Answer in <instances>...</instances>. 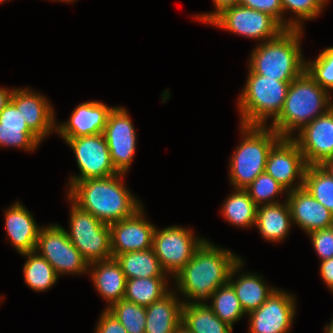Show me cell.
I'll return each mask as SVG.
<instances>
[{"instance_id": "8d00e7d4", "label": "cell", "mask_w": 333, "mask_h": 333, "mask_svg": "<svg viewBox=\"0 0 333 333\" xmlns=\"http://www.w3.org/2000/svg\"><path fill=\"white\" fill-rule=\"evenodd\" d=\"M313 244L319 260L333 258V226L315 230L307 234Z\"/></svg>"}, {"instance_id": "4316f807", "label": "cell", "mask_w": 333, "mask_h": 333, "mask_svg": "<svg viewBox=\"0 0 333 333\" xmlns=\"http://www.w3.org/2000/svg\"><path fill=\"white\" fill-rule=\"evenodd\" d=\"M182 323L191 333H232L233 328L222 322L208 304H184Z\"/></svg>"}, {"instance_id": "e575fe53", "label": "cell", "mask_w": 333, "mask_h": 333, "mask_svg": "<svg viewBox=\"0 0 333 333\" xmlns=\"http://www.w3.org/2000/svg\"><path fill=\"white\" fill-rule=\"evenodd\" d=\"M249 197L257 206L279 203L276 200L279 194L288 191L265 171L259 174L255 180L245 188Z\"/></svg>"}, {"instance_id": "9c48e42d", "label": "cell", "mask_w": 333, "mask_h": 333, "mask_svg": "<svg viewBox=\"0 0 333 333\" xmlns=\"http://www.w3.org/2000/svg\"><path fill=\"white\" fill-rule=\"evenodd\" d=\"M35 251L51 264L58 277L66 273V275L88 273V262L71 243L66 230L59 224L41 226Z\"/></svg>"}, {"instance_id": "cb8c5ba5", "label": "cell", "mask_w": 333, "mask_h": 333, "mask_svg": "<svg viewBox=\"0 0 333 333\" xmlns=\"http://www.w3.org/2000/svg\"><path fill=\"white\" fill-rule=\"evenodd\" d=\"M174 292L171 289L163 298L145 307V333H174L182 323L184 302L179 300Z\"/></svg>"}, {"instance_id": "ba28073f", "label": "cell", "mask_w": 333, "mask_h": 333, "mask_svg": "<svg viewBox=\"0 0 333 333\" xmlns=\"http://www.w3.org/2000/svg\"><path fill=\"white\" fill-rule=\"evenodd\" d=\"M205 240V237H196L192 229L183 226L172 225L161 230L156 227L153 250L163 271L174 277Z\"/></svg>"}, {"instance_id": "7a4b0ae2", "label": "cell", "mask_w": 333, "mask_h": 333, "mask_svg": "<svg viewBox=\"0 0 333 333\" xmlns=\"http://www.w3.org/2000/svg\"><path fill=\"white\" fill-rule=\"evenodd\" d=\"M125 175L69 182L67 199L106 224L131 217L143 206L124 184Z\"/></svg>"}, {"instance_id": "5b68a950", "label": "cell", "mask_w": 333, "mask_h": 333, "mask_svg": "<svg viewBox=\"0 0 333 333\" xmlns=\"http://www.w3.org/2000/svg\"><path fill=\"white\" fill-rule=\"evenodd\" d=\"M248 71L237 101L240 125L267 126L266 120L273 122L282 111L290 83Z\"/></svg>"}, {"instance_id": "ee69618b", "label": "cell", "mask_w": 333, "mask_h": 333, "mask_svg": "<svg viewBox=\"0 0 333 333\" xmlns=\"http://www.w3.org/2000/svg\"><path fill=\"white\" fill-rule=\"evenodd\" d=\"M174 333H191L183 323H181L176 329Z\"/></svg>"}, {"instance_id": "5bb4252c", "label": "cell", "mask_w": 333, "mask_h": 333, "mask_svg": "<svg viewBox=\"0 0 333 333\" xmlns=\"http://www.w3.org/2000/svg\"><path fill=\"white\" fill-rule=\"evenodd\" d=\"M296 299L276 288L268 299L249 313V333H289L296 314Z\"/></svg>"}, {"instance_id": "60d3db41", "label": "cell", "mask_w": 333, "mask_h": 333, "mask_svg": "<svg viewBox=\"0 0 333 333\" xmlns=\"http://www.w3.org/2000/svg\"><path fill=\"white\" fill-rule=\"evenodd\" d=\"M320 263L321 277L329 290L333 293V258L321 261Z\"/></svg>"}, {"instance_id": "d4e9b609", "label": "cell", "mask_w": 333, "mask_h": 333, "mask_svg": "<svg viewBox=\"0 0 333 333\" xmlns=\"http://www.w3.org/2000/svg\"><path fill=\"white\" fill-rule=\"evenodd\" d=\"M255 226L266 241L276 243L286 239L292 227L286 199L285 202L258 206Z\"/></svg>"}, {"instance_id": "74e56055", "label": "cell", "mask_w": 333, "mask_h": 333, "mask_svg": "<svg viewBox=\"0 0 333 333\" xmlns=\"http://www.w3.org/2000/svg\"><path fill=\"white\" fill-rule=\"evenodd\" d=\"M240 5L268 13L283 26V7L281 0H240Z\"/></svg>"}, {"instance_id": "484cf974", "label": "cell", "mask_w": 333, "mask_h": 333, "mask_svg": "<svg viewBox=\"0 0 333 333\" xmlns=\"http://www.w3.org/2000/svg\"><path fill=\"white\" fill-rule=\"evenodd\" d=\"M113 258L120 265L126 279L168 277L161 268L153 248L126 252Z\"/></svg>"}, {"instance_id": "277c9868", "label": "cell", "mask_w": 333, "mask_h": 333, "mask_svg": "<svg viewBox=\"0 0 333 333\" xmlns=\"http://www.w3.org/2000/svg\"><path fill=\"white\" fill-rule=\"evenodd\" d=\"M302 34L303 29H285L276 38L258 43L248 59L249 69L258 75L291 83L305 71Z\"/></svg>"}, {"instance_id": "3957f363", "label": "cell", "mask_w": 333, "mask_h": 333, "mask_svg": "<svg viewBox=\"0 0 333 333\" xmlns=\"http://www.w3.org/2000/svg\"><path fill=\"white\" fill-rule=\"evenodd\" d=\"M330 93L306 71L289 85L284 107L270 128L281 138H292L304 126L331 108Z\"/></svg>"}, {"instance_id": "f6af8a7d", "label": "cell", "mask_w": 333, "mask_h": 333, "mask_svg": "<svg viewBox=\"0 0 333 333\" xmlns=\"http://www.w3.org/2000/svg\"><path fill=\"white\" fill-rule=\"evenodd\" d=\"M324 332L333 333V319L331 320L330 324L325 326Z\"/></svg>"}, {"instance_id": "1f68e13d", "label": "cell", "mask_w": 333, "mask_h": 333, "mask_svg": "<svg viewBox=\"0 0 333 333\" xmlns=\"http://www.w3.org/2000/svg\"><path fill=\"white\" fill-rule=\"evenodd\" d=\"M303 188L333 213V177L320 165H307Z\"/></svg>"}, {"instance_id": "b9f144b4", "label": "cell", "mask_w": 333, "mask_h": 333, "mask_svg": "<svg viewBox=\"0 0 333 333\" xmlns=\"http://www.w3.org/2000/svg\"><path fill=\"white\" fill-rule=\"evenodd\" d=\"M13 89L0 87V112L10 103Z\"/></svg>"}, {"instance_id": "4dcf8cb0", "label": "cell", "mask_w": 333, "mask_h": 333, "mask_svg": "<svg viewBox=\"0 0 333 333\" xmlns=\"http://www.w3.org/2000/svg\"><path fill=\"white\" fill-rule=\"evenodd\" d=\"M211 301L212 303L208 306L213 310V313L232 328L236 322L246 315L233 287L229 283L214 291L211 295Z\"/></svg>"}, {"instance_id": "ffe728a7", "label": "cell", "mask_w": 333, "mask_h": 333, "mask_svg": "<svg viewBox=\"0 0 333 333\" xmlns=\"http://www.w3.org/2000/svg\"><path fill=\"white\" fill-rule=\"evenodd\" d=\"M5 229L19 254L35 251L41 227L23 204L16 201L5 210Z\"/></svg>"}, {"instance_id": "9a60e30c", "label": "cell", "mask_w": 333, "mask_h": 333, "mask_svg": "<svg viewBox=\"0 0 333 333\" xmlns=\"http://www.w3.org/2000/svg\"><path fill=\"white\" fill-rule=\"evenodd\" d=\"M112 256L153 248L156 226L145 216L144 208L133 216L109 224Z\"/></svg>"}, {"instance_id": "8fae6325", "label": "cell", "mask_w": 333, "mask_h": 333, "mask_svg": "<svg viewBox=\"0 0 333 333\" xmlns=\"http://www.w3.org/2000/svg\"><path fill=\"white\" fill-rule=\"evenodd\" d=\"M75 154L79 175H72L69 182L106 178L118 174L111 159L107 142L102 133L75 138H62Z\"/></svg>"}, {"instance_id": "d6986e66", "label": "cell", "mask_w": 333, "mask_h": 333, "mask_svg": "<svg viewBox=\"0 0 333 333\" xmlns=\"http://www.w3.org/2000/svg\"><path fill=\"white\" fill-rule=\"evenodd\" d=\"M286 201L289 205L292 224L305 233L333 226V213L317 201L305 188L289 191Z\"/></svg>"}, {"instance_id": "4fadbf2b", "label": "cell", "mask_w": 333, "mask_h": 333, "mask_svg": "<svg viewBox=\"0 0 333 333\" xmlns=\"http://www.w3.org/2000/svg\"><path fill=\"white\" fill-rule=\"evenodd\" d=\"M306 167L297 143L292 138H280L268 153L265 172L289 192L303 187Z\"/></svg>"}, {"instance_id": "d6a6232c", "label": "cell", "mask_w": 333, "mask_h": 333, "mask_svg": "<svg viewBox=\"0 0 333 333\" xmlns=\"http://www.w3.org/2000/svg\"><path fill=\"white\" fill-rule=\"evenodd\" d=\"M328 0H281L283 7V27L285 29H303V22L317 18L323 11ZM290 11L295 16L284 18V13Z\"/></svg>"}, {"instance_id": "ac0fdd59", "label": "cell", "mask_w": 333, "mask_h": 333, "mask_svg": "<svg viewBox=\"0 0 333 333\" xmlns=\"http://www.w3.org/2000/svg\"><path fill=\"white\" fill-rule=\"evenodd\" d=\"M113 109L100 101H87L74 108L70 118L56 124V132L61 138H75L103 133L107 117Z\"/></svg>"}, {"instance_id": "603a6c76", "label": "cell", "mask_w": 333, "mask_h": 333, "mask_svg": "<svg viewBox=\"0 0 333 333\" xmlns=\"http://www.w3.org/2000/svg\"><path fill=\"white\" fill-rule=\"evenodd\" d=\"M88 273L99 295L108 303L105 309L124 298L126 277L114 258L90 263Z\"/></svg>"}, {"instance_id": "52a82bcc", "label": "cell", "mask_w": 333, "mask_h": 333, "mask_svg": "<svg viewBox=\"0 0 333 333\" xmlns=\"http://www.w3.org/2000/svg\"><path fill=\"white\" fill-rule=\"evenodd\" d=\"M70 203V227L69 231L66 230V232L71 243L88 264L112 259L109 224L80 209L72 201Z\"/></svg>"}, {"instance_id": "8992f818", "label": "cell", "mask_w": 333, "mask_h": 333, "mask_svg": "<svg viewBox=\"0 0 333 333\" xmlns=\"http://www.w3.org/2000/svg\"><path fill=\"white\" fill-rule=\"evenodd\" d=\"M240 126L242 141L230 158L228 173L235 189H245L265 171L268 153L281 138L268 125Z\"/></svg>"}, {"instance_id": "f35d334b", "label": "cell", "mask_w": 333, "mask_h": 333, "mask_svg": "<svg viewBox=\"0 0 333 333\" xmlns=\"http://www.w3.org/2000/svg\"><path fill=\"white\" fill-rule=\"evenodd\" d=\"M95 333H128L124 326L106 309L98 319Z\"/></svg>"}, {"instance_id": "7c38bea8", "label": "cell", "mask_w": 333, "mask_h": 333, "mask_svg": "<svg viewBox=\"0 0 333 333\" xmlns=\"http://www.w3.org/2000/svg\"><path fill=\"white\" fill-rule=\"evenodd\" d=\"M103 136L107 142L110 159L118 173L127 174L136 152V130L128 111L113 107L107 117Z\"/></svg>"}, {"instance_id": "7bdbcfd3", "label": "cell", "mask_w": 333, "mask_h": 333, "mask_svg": "<svg viewBox=\"0 0 333 333\" xmlns=\"http://www.w3.org/2000/svg\"><path fill=\"white\" fill-rule=\"evenodd\" d=\"M320 166L333 177V157L325 159Z\"/></svg>"}, {"instance_id": "44dd1931", "label": "cell", "mask_w": 333, "mask_h": 333, "mask_svg": "<svg viewBox=\"0 0 333 333\" xmlns=\"http://www.w3.org/2000/svg\"><path fill=\"white\" fill-rule=\"evenodd\" d=\"M243 265L245 264L243 259H241L233 267L228 283L233 287L245 314H249L252 311L257 310L276 288L267 286L263 277L257 273L241 272L240 274L239 271H242L241 268ZM237 274L240 275H238L236 279L233 278Z\"/></svg>"}, {"instance_id": "2e32d148", "label": "cell", "mask_w": 333, "mask_h": 333, "mask_svg": "<svg viewBox=\"0 0 333 333\" xmlns=\"http://www.w3.org/2000/svg\"><path fill=\"white\" fill-rule=\"evenodd\" d=\"M292 139L297 143L307 165H320L333 157V109L304 126Z\"/></svg>"}, {"instance_id": "d590c367", "label": "cell", "mask_w": 333, "mask_h": 333, "mask_svg": "<svg viewBox=\"0 0 333 333\" xmlns=\"http://www.w3.org/2000/svg\"><path fill=\"white\" fill-rule=\"evenodd\" d=\"M305 60V71L327 92L333 89V46L327 47L311 61Z\"/></svg>"}, {"instance_id": "ab89813d", "label": "cell", "mask_w": 333, "mask_h": 333, "mask_svg": "<svg viewBox=\"0 0 333 333\" xmlns=\"http://www.w3.org/2000/svg\"><path fill=\"white\" fill-rule=\"evenodd\" d=\"M240 0H213V4L215 6V10L210 13H204L200 15H195L197 20H200L204 23H209L217 14H219L223 9L238 5Z\"/></svg>"}, {"instance_id": "f1b7e54d", "label": "cell", "mask_w": 333, "mask_h": 333, "mask_svg": "<svg viewBox=\"0 0 333 333\" xmlns=\"http://www.w3.org/2000/svg\"><path fill=\"white\" fill-rule=\"evenodd\" d=\"M169 277L126 279L124 299L147 307L160 300L171 290L167 287Z\"/></svg>"}, {"instance_id": "7402d4cb", "label": "cell", "mask_w": 333, "mask_h": 333, "mask_svg": "<svg viewBox=\"0 0 333 333\" xmlns=\"http://www.w3.org/2000/svg\"><path fill=\"white\" fill-rule=\"evenodd\" d=\"M41 142L28 128L21 111L10 101L0 112V147L34 151Z\"/></svg>"}, {"instance_id": "30bf717a", "label": "cell", "mask_w": 333, "mask_h": 333, "mask_svg": "<svg viewBox=\"0 0 333 333\" xmlns=\"http://www.w3.org/2000/svg\"><path fill=\"white\" fill-rule=\"evenodd\" d=\"M208 24L231 33L265 42L285 28L271 15L240 4L223 9Z\"/></svg>"}, {"instance_id": "836d02e7", "label": "cell", "mask_w": 333, "mask_h": 333, "mask_svg": "<svg viewBox=\"0 0 333 333\" xmlns=\"http://www.w3.org/2000/svg\"><path fill=\"white\" fill-rule=\"evenodd\" d=\"M128 333H145L146 308L126 299H121L106 309Z\"/></svg>"}, {"instance_id": "e0dca14e", "label": "cell", "mask_w": 333, "mask_h": 333, "mask_svg": "<svg viewBox=\"0 0 333 333\" xmlns=\"http://www.w3.org/2000/svg\"><path fill=\"white\" fill-rule=\"evenodd\" d=\"M11 102L17 107L28 128L43 141L53 131L56 132L55 112L50 101L29 87L15 88Z\"/></svg>"}, {"instance_id": "f546056e", "label": "cell", "mask_w": 333, "mask_h": 333, "mask_svg": "<svg viewBox=\"0 0 333 333\" xmlns=\"http://www.w3.org/2000/svg\"><path fill=\"white\" fill-rule=\"evenodd\" d=\"M21 255L27 257L23 265V275L28 287L34 291L42 292L51 288L56 283L59 277L45 258L36 251Z\"/></svg>"}, {"instance_id": "6da1fadb", "label": "cell", "mask_w": 333, "mask_h": 333, "mask_svg": "<svg viewBox=\"0 0 333 333\" xmlns=\"http://www.w3.org/2000/svg\"><path fill=\"white\" fill-rule=\"evenodd\" d=\"M219 247L206 239L174 276L176 290L187 298L184 304H208L214 291L229 282L231 270L242 258Z\"/></svg>"}, {"instance_id": "7dc6e473", "label": "cell", "mask_w": 333, "mask_h": 333, "mask_svg": "<svg viewBox=\"0 0 333 333\" xmlns=\"http://www.w3.org/2000/svg\"><path fill=\"white\" fill-rule=\"evenodd\" d=\"M5 1H7V0H0V4L3 3V2H5Z\"/></svg>"}, {"instance_id": "bcb514c9", "label": "cell", "mask_w": 333, "mask_h": 333, "mask_svg": "<svg viewBox=\"0 0 333 333\" xmlns=\"http://www.w3.org/2000/svg\"><path fill=\"white\" fill-rule=\"evenodd\" d=\"M52 1H60V2H67V3H73L74 1H77V0H52Z\"/></svg>"}, {"instance_id": "83f0119b", "label": "cell", "mask_w": 333, "mask_h": 333, "mask_svg": "<svg viewBox=\"0 0 333 333\" xmlns=\"http://www.w3.org/2000/svg\"><path fill=\"white\" fill-rule=\"evenodd\" d=\"M223 205L221 213L231 225L250 228L256 223L257 205L245 189H233Z\"/></svg>"}]
</instances>
